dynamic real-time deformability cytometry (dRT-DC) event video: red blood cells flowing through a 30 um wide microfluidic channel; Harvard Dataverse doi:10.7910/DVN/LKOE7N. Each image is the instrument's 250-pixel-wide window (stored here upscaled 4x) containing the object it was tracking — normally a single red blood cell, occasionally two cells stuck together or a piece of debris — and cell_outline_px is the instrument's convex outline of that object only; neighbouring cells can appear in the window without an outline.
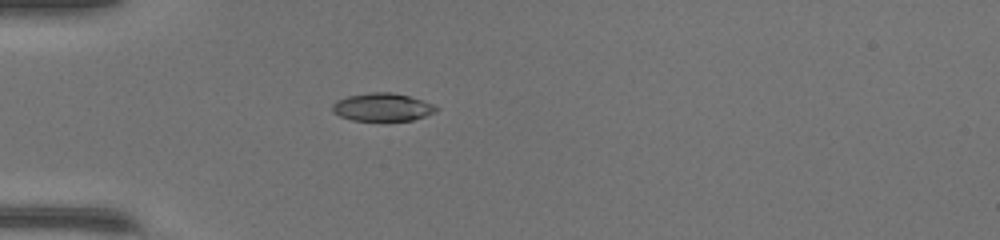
{"species": "common noctule bat (a hibernating species)", "species_latin": "Nyctalus noctula", "temperature_condition": "warm", "stored_images_in_passage": 35, "camera_frame_rate_fps": 3000, "um_per_image_px": 0.085, "animal": {"sex": "female", "body_mass_g": 17.0, "forearm_length_mm": 48.0}, "frame": {"image": 1, "passage_image": 1, "time_ms": 0.0, "image_size_px": [1000, 240], "cell_outline_px": [[440, 108], [436, 112], [412, 120], [352, 120], [340, 116], [332, 112], [332, 104], [336, 100], [348, 96], [372, 92], [392, 92], [408, 96], [432, 104]], "centroid_in_image_um": [32.48, 9.1], "position_along_channel_um": 52.5, "area_um2": 16.76}}
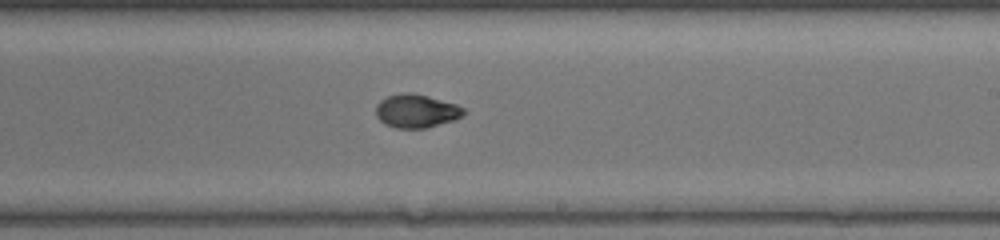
{"frame": {"image": 2, "passage_image": 16, "time_ms": 5.0, "image_size_px": [1000, 240], "cell_outline_px": [[468, 112], [452, 120], [424, 128], [396, 128], [384, 124], [376, 116], [376, 104], [380, 100], [388, 96], [404, 92], [412, 92], [428, 96], [456, 104], [464, 108]], "centroid_in_image_um": [35.36, 9.42], "position_along_channel_um": 253.6, "area_um2": 17.05}}
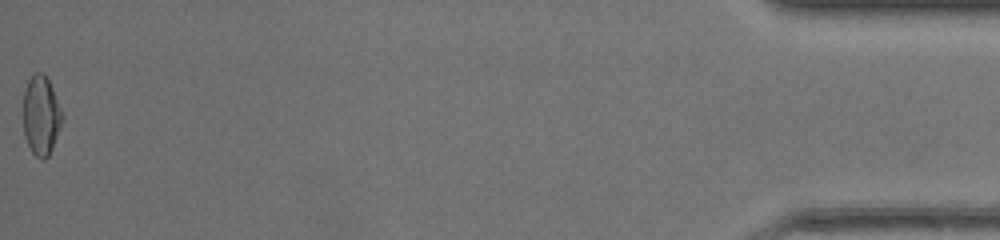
{"frame": {"image": 3, "passage_image": 35, "time_ms": 11.333, "image_size_px": [1000, 240], "cell_outline_px": [[64, 116], [52, 148], [48, 156], [44, 160], [40, 160], [32, 152], [24, 136], [24, 88], [28, 80], [36, 72], [40, 72], [48, 80], [52, 88]], "centroid_in_image_um": [3.49, 9.84], "position_along_channel_um": 431.7, "area_um2": 17.8}, "authors_computed_cell_mechanics": {"area_um2": 17.2244, "velocity_mm_per_s": 4.3254, "shape_relaxation_time_tau1_ms": 5.7559, "shape_relaxation_time_tau2_ms": 1.0167, "deformation_change_tau1": 0.2258, "deformation_change_tau2": 0.0439}}